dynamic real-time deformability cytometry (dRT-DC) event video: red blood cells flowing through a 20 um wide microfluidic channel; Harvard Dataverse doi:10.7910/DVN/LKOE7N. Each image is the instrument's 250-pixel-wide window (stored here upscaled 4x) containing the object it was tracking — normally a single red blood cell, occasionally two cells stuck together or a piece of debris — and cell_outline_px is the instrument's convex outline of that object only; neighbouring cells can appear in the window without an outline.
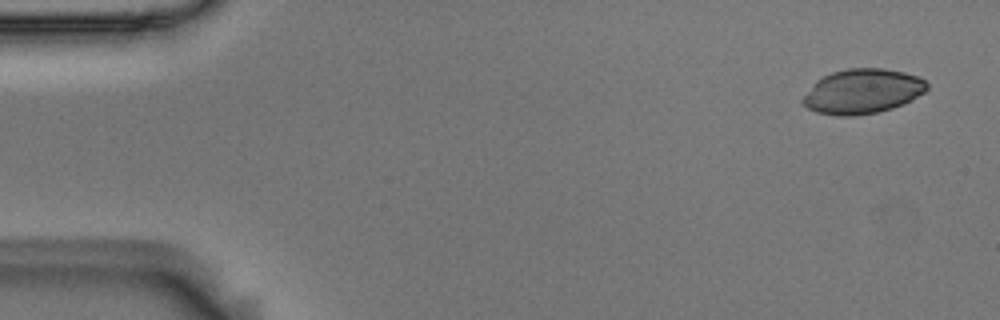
{"species": "Egyptian fruit bat (a non-hibernating species)", "species_latin": "Rousettus aegyptiacus", "temperature_condition": "room temperature", "stored_images_in_passage": 8, "camera_frame_rate_fps": 3000, "um_per_image_px": 0.085, "animal": {"sex": "male"}, "frame": {"image": 1, "passage_image": 1, "time_ms": 0.0, "image_size_px": [1000, 320], "cell_outline_px": [[928, 88], [924, 92], [912, 100], [904, 104], [892, 108], [876, 112], [852, 116], [840, 116], [816, 112], [808, 108], [800, 100], [816, 80], [832, 72], [848, 68], [884, 68], [904, 72], [916, 76], [924, 80], [928, 84]], "centroid_in_image_um": [73.31, 7.76], "position_along_channel_um": 11.7, "area_um2": 32.31}}